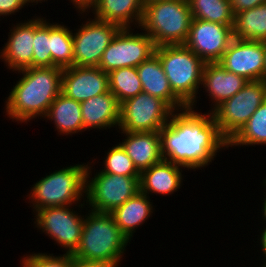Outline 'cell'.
Instances as JSON below:
<instances>
[{
    "mask_svg": "<svg viewBox=\"0 0 266 267\" xmlns=\"http://www.w3.org/2000/svg\"><path fill=\"white\" fill-rule=\"evenodd\" d=\"M7 42L0 49V59L12 72L33 67L35 16L18 21L9 30Z\"/></svg>",
    "mask_w": 266,
    "mask_h": 267,
    "instance_id": "17",
    "label": "cell"
},
{
    "mask_svg": "<svg viewBox=\"0 0 266 267\" xmlns=\"http://www.w3.org/2000/svg\"><path fill=\"white\" fill-rule=\"evenodd\" d=\"M248 82L244 77L228 72L218 62L205 63L201 89L205 90L202 92L208 93L206 95L212 102L208 112H212L223 101L233 97Z\"/></svg>",
    "mask_w": 266,
    "mask_h": 267,
    "instance_id": "18",
    "label": "cell"
},
{
    "mask_svg": "<svg viewBox=\"0 0 266 267\" xmlns=\"http://www.w3.org/2000/svg\"><path fill=\"white\" fill-rule=\"evenodd\" d=\"M154 207L150 196L140 191L111 213L121 232L131 242L136 230L152 217Z\"/></svg>",
    "mask_w": 266,
    "mask_h": 267,
    "instance_id": "23",
    "label": "cell"
},
{
    "mask_svg": "<svg viewBox=\"0 0 266 267\" xmlns=\"http://www.w3.org/2000/svg\"><path fill=\"white\" fill-rule=\"evenodd\" d=\"M233 38L266 41V3L234 15Z\"/></svg>",
    "mask_w": 266,
    "mask_h": 267,
    "instance_id": "25",
    "label": "cell"
},
{
    "mask_svg": "<svg viewBox=\"0 0 266 267\" xmlns=\"http://www.w3.org/2000/svg\"><path fill=\"white\" fill-rule=\"evenodd\" d=\"M92 17L72 30L73 66L98 67L103 52L121 29L115 23Z\"/></svg>",
    "mask_w": 266,
    "mask_h": 267,
    "instance_id": "12",
    "label": "cell"
},
{
    "mask_svg": "<svg viewBox=\"0 0 266 267\" xmlns=\"http://www.w3.org/2000/svg\"><path fill=\"white\" fill-rule=\"evenodd\" d=\"M86 168L87 163L68 165L37 180L26 195L32 211L85 204Z\"/></svg>",
    "mask_w": 266,
    "mask_h": 267,
    "instance_id": "4",
    "label": "cell"
},
{
    "mask_svg": "<svg viewBox=\"0 0 266 267\" xmlns=\"http://www.w3.org/2000/svg\"><path fill=\"white\" fill-rule=\"evenodd\" d=\"M194 19L225 24L233 28L230 0H188Z\"/></svg>",
    "mask_w": 266,
    "mask_h": 267,
    "instance_id": "28",
    "label": "cell"
},
{
    "mask_svg": "<svg viewBox=\"0 0 266 267\" xmlns=\"http://www.w3.org/2000/svg\"><path fill=\"white\" fill-rule=\"evenodd\" d=\"M45 1L47 2L48 0H27L28 4L30 3L29 6L37 5L38 3H42V2H45Z\"/></svg>",
    "mask_w": 266,
    "mask_h": 267,
    "instance_id": "39",
    "label": "cell"
},
{
    "mask_svg": "<svg viewBox=\"0 0 266 267\" xmlns=\"http://www.w3.org/2000/svg\"><path fill=\"white\" fill-rule=\"evenodd\" d=\"M182 169L186 168L163 159L140 173V191L148 197L174 194L183 185Z\"/></svg>",
    "mask_w": 266,
    "mask_h": 267,
    "instance_id": "20",
    "label": "cell"
},
{
    "mask_svg": "<svg viewBox=\"0 0 266 267\" xmlns=\"http://www.w3.org/2000/svg\"><path fill=\"white\" fill-rule=\"evenodd\" d=\"M145 1H164V0H145Z\"/></svg>",
    "mask_w": 266,
    "mask_h": 267,
    "instance_id": "42",
    "label": "cell"
},
{
    "mask_svg": "<svg viewBox=\"0 0 266 267\" xmlns=\"http://www.w3.org/2000/svg\"><path fill=\"white\" fill-rule=\"evenodd\" d=\"M33 67H52L51 23L46 17L35 14Z\"/></svg>",
    "mask_w": 266,
    "mask_h": 267,
    "instance_id": "30",
    "label": "cell"
},
{
    "mask_svg": "<svg viewBox=\"0 0 266 267\" xmlns=\"http://www.w3.org/2000/svg\"><path fill=\"white\" fill-rule=\"evenodd\" d=\"M51 23V58L52 67L67 68L73 66L72 29L65 24Z\"/></svg>",
    "mask_w": 266,
    "mask_h": 267,
    "instance_id": "27",
    "label": "cell"
},
{
    "mask_svg": "<svg viewBox=\"0 0 266 267\" xmlns=\"http://www.w3.org/2000/svg\"><path fill=\"white\" fill-rule=\"evenodd\" d=\"M118 132L125 137L119 144L140 173L163 160L160 133L158 131Z\"/></svg>",
    "mask_w": 266,
    "mask_h": 267,
    "instance_id": "21",
    "label": "cell"
},
{
    "mask_svg": "<svg viewBox=\"0 0 266 267\" xmlns=\"http://www.w3.org/2000/svg\"><path fill=\"white\" fill-rule=\"evenodd\" d=\"M264 226H263V230H262V228L259 229L261 231L259 233L260 235H258L259 237H257V238L260 241V244H259L260 250H261L260 253L262 254V256L266 257V224Z\"/></svg>",
    "mask_w": 266,
    "mask_h": 267,
    "instance_id": "36",
    "label": "cell"
},
{
    "mask_svg": "<svg viewBox=\"0 0 266 267\" xmlns=\"http://www.w3.org/2000/svg\"><path fill=\"white\" fill-rule=\"evenodd\" d=\"M71 254L54 255L53 253L32 252L20 258L21 267H71Z\"/></svg>",
    "mask_w": 266,
    "mask_h": 267,
    "instance_id": "32",
    "label": "cell"
},
{
    "mask_svg": "<svg viewBox=\"0 0 266 267\" xmlns=\"http://www.w3.org/2000/svg\"><path fill=\"white\" fill-rule=\"evenodd\" d=\"M109 91L121 104L143 91L136 67H125L108 73Z\"/></svg>",
    "mask_w": 266,
    "mask_h": 267,
    "instance_id": "29",
    "label": "cell"
},
{
    "mask_svg": "<svg viewBox=\"0 0 266 267\" xmlns=\"http://www.w3.org/2000/svg\"><path fill=\"white\" fill-rule=\"evenodd\" d=\"M261 260H263V261H261V262H263V264H261L260 267H266V257H264Z\"/></svg>",
    "mask_w": 266,
    "mask_h": 267,
    "instance_id": "41",
    "label": "cell"
},
{
    "mask_svg": "<svg viewBox=\"0 0 266 267\" xmlns=\"http://www.w3.org/2000/svg\"><path fill=\"white\" fill-rule=\"evenodd\" d=\"M80 106L83 132L93 129L94 131L95 129L97 131L110 130L111 128L118 130L121 104L110 91L83 101Z\"/></svg>",
    "mask_w": 266,
    "mask_h": 267,
    "instance_id": "19",
    "label": "cell"
},
{
    "mask_svg": "<svg viewBox=\"0 0 266 267\" xmlns=\"http://www.w3.org/2000/svg\"><path fill=\"white\" fill-rule=\"evenodd\" d=\"M28 5L27 0H0V18L16 15L15 13L21 12L19 10H24V7Z\"/></svg>",
    "mask_w": 266,
    "mask_h": 267,
    "instance_id": "33",
    "label": "cell"
},
{
    "mask_svg": "<svg viewBox=\"0 0 266 267\" xmlns=\"http://www.w3.org/2000/svg\"><path fill=\"white\" fill-rule=\"evenodd\" d=\"M266 146V100L246 124L228 141V147Z\"/></svg>",
    "mask_w": 266,
    "mask_h": 267,
    "instance_id": "26",
    "label": "cell"
},
{
    "mask_svg": "<svg viewBox=\"0 0 266 267\" xmlns=\"http://www.w3.org/2000/svg\"><path fill=\"white\" fill-rule=\"evenodd\" d=\"M46 122L53 121L55 131L58 135L71 136L82 134L83 120L80 102L73 100L60 93L50 105L46 116L43 118ZM47 119V120H46Z\"/></svg>",
    "mask_w": 266,
    "mask_h": 267,
    "instance_id": "24",
    "label": "cell"
},
{
    "mask_svg": "<svg viewBox=\"0 0 266 267\" xmlns=\"http://www.w3.org/2000/svg\"><path fill=\"white\" fill-rule=\"evenodd\" d=\"M145 0H89L83 7H74L78 16L93 13L99 20L111 22L121 28L140 27ZM81 14V15H80Z\"/></svg>",
    "mask_w": 266,
    "mask_h": 267,
    "instance_id": "15",
    "label": "cell"
},
{
    "mask_svg": "<svg viewBox=\"0 0 266 267\" xmlns=\"http://www.w3.org/2000/svg\"><path fill=\"white\" fill-rule=\"evenodd\" d=\"M108 91V73L99 67L72 66L63 69L61 93L77 102Z\"/></svg>",
    "mask_w": 266,
    "mask_h": 267,
    "instance_id": "16",
    "label": "cell"
},
{
    "mask_svg": "<svg viewBox=\"0 0 266 267\" xmlns=\"http://www.w3.org/2000/svg\"><path fill=\"white\" fill-rule=\"evenodd\" d=\"M87 210L78 248L71 255L119 267L130 241L117 226L112 213Z\"/></svg>",
    "mask_w": 266,
    "mask_h": 267,
    "instance_id": "3",
    "label": "cell"
},
{
    "mask_svg": "<svg viewBox=\"0 0 266 267\" xmlns=\"http://www.w3.org/2000/svg\"><path fill=\"white\" fill-rule=\"evenodd\" d=\"M232 39L231 26L193 18L184 45L205 63H215L220 61Z\"/></svg>",
    "mask_w": 266,
    "mask_h": 267,
    "instance_id": "13",
    "label": "cell"
},
{
    "mask_svg": "<svg viewBox=\"0 0 266 267\" xmlns=\"http://www.w3.org/2000/svg\"><path fill=\"white\" fill-rule=\"evenodd\" d=\"M75 7H83L89 0H68Z\"/></svg>",
    "mask_w": 266,
    "mask_h": 267,
    "instance_id": "38",
    "label": "cell"
},
{
    "mask_svg": "<svg viewBox=\"0 0 266 267\" xmlns=\"http://www.w3.org/2000/svg\"><path fill=\"white\" fill-rule=\"evenodd\" d=\"M266 100V81H249L211 113L220 133L229 141Z\"/></svg>",
    "mask_w": 266,
    "mask_h": 267,
    "instance_id": "9",
    "label": "cell"
},
{
    "mask_svg": "<svg viewBox=\"0 0 266 267\" xmlns=\"http://www.w3.org/2000/svg\"><path fill=\"white\" fill-rule=\"evenodd\" d=\"M20 78L5 99L4 113L12 122L28 124L44 118L50 105L61 93L63 68L29 67L16 71Z\"/></svg>",
    "mask_w": 266,
    "mask_h": 267,
    "instance_id": "2",
    "label": "cell"
},
{
    "mask_svg": "<svg viewBox=\"0 0 266 267\" xmlns=\"http://www.w3.org/2000/svg\"><path fill=\"white\" fill-rule=\"evenodd\" d=\"M218 63L248 81H265L264 41L233 38Z\"/></svg>",
    "mask_w": 266,
    "mask_h": 267,
    "instance_id": "14",
    "label": "cell"
},
{
    "mask_svg": "<svg viewBox=\"0 0 266 267\" xmlns=\"http://www.w3.org/2000/svg\"><path fill=\"white\" fill-rule=\"evenodd\" d=\"M261 183H263V184H261V185H263L264 187V189H265V191H266V183L263 181V182H261ZM264 197H263V200H261V201H264V202H262V208H261V215H262V219H263V221L262 222H264V223H262V224H265L266 223V192H264Z\"/></svg>",
    "mask_w": 266,
    "mask_h": 267,
    "instance_id": "37",
    "label": "cell"
},
{
    "mask_svg": "<svg viewBox=\"0 0 266 267\" xmlns=\"http://www.w3.org/2000/svg\"><path fill=\"white\" fill-rule=\"evenodd\" d=\"M192 20L188 0L145 1L138 29L151 37L156 47L184 45Z\"/></svg>",
    "mask_w": 266,
    "mask_h": 267,
    "instance_id": "5",
    "label": "cell"
},
{
    "mask_svg": "<svg viewBox=\"0 0 266 267\" xmlns=\"http://www.w3.org/2000/svg\"><path fill=\"white\" fill-rule=\"evenodd\" d=\"M154 53L161 61L174 95L186 107L196 110L205 62L185 45L158 46Z\"/></svg>",
    "mask_w": 266,
    "mask_h": 267,
    "instance_id": "6",
    "label": "cell"
},
{
    "mask_svg": "<svg viewBox=\"0 0 266 267\" xmlns=\"http://www.w3.org/2000/svg\"><path fill=\"white\" fill-rule=\"evenodd\" d=\"M264 53H265V81H266V41H264Z\"/></svg>",
    "mask_w": 266,
    "mask_h": 267,
    "instance_id": "40",
    "label": "cell"
},
{
    "mask_svg": "<svg viewBox=\"0 0 266 267\" xmlns=\"http://www.w3.org/2000/svg\"><path fill=\"white\" fill-rule=\"evenodd\" d=\"M175 111L162 99L140 92L121 103L117 131H160Z\"/></svg>",
    "mask_w": 266,
    "mask_h": 267,
    "instance_id": "10",
    "label": "cell"
},
{
    "mask_svg": "<svg viewBox=\"0 0 266 267\" xmlns=\"http://www.w3.org/2000/svg\"><path fill=\"white\" fill-rule=\"evenodd\" d=\"M71 267H116L114 264L73 258Z\"/></svg>",
    "mask_w": 266,
    "mask_h": 267,
    "instance_id": "35",
    "label": "cell"
},
{
    "mask_svg": "<svg viewBox=\"0 0 266 267\" xmlns=\"http://www.w3.org/2000/svg\"><path fill=\"white\" fill-rule=\"evenodd\" d=\"M86 204L46 207L36 210L33 220L37 230L46 234L65 254H72L79 245L85 215L82 214ZM80 211L77 212L75 208ZM81 212V213H79Z\"/></svg>",
    "mask_w": 266,
    "mask_h": 267,
    "instance_id": "8",
    "label": "cell"
},
{
    "mask_svg": "<svg viewBox=\"0 0 266 267\" xmlns=\"http://www.w3.org/2000/svg\"><path fill=\"white\" fill-rule=\"evenodd\" d=\"M93 163V164H92ZM96 162H87L85 203L98 212H113L140 192V176H122L92 168ZM92 165V166H90ZM94 175L92 176V170Z\"/></svg>",
    "mask_w": 266,
    "mask_h": 267,
    "instance_id": "7",
    "label": "cell"
},
{
    "mask_svg": "<svg viewBox=\"0 0 266 267\" xmlns=\"http://www.w3.org/2000/svg\"><path fill=\"white\" fill-rule=\"evenodd\" d=\"M105 153L103 168L100 169L102 172L122 176H140L133 161L118 142Z\"/></svg>",
    "mask_w": 266,
    "mask_h": 267,
    "instance_id": "31",
    "label": "cell"
},
{
    "mask_svg": "<svg viewBox=\"0 0 266 267\" xmlns=\"http://www.w3.org/2000/svg\"><path fill=\"white\" fill-rule=\"evenodd\" d=\"M143 92L164 100L174 111L187 107L174 95L159 57L154 53L136 67Z\"/></svg>",
    "mask_w": 266,
    "mask_h": 267,
    "instance_id": "22",
    "label": "cell"
},
{
    "mask_svg": "<svg viewBox=\"0 0 266 267\" xmlns=\"http://www.w3.org/2000/svg\"><path fill=\"white\" fill-rule=\"evenodd\" d=\"M159 133L163 159L188 171H202L217 153L229 149L228 140L220 133L211 112L203 114L189 107L175 111Z\"/></svg>",
    "mask_w": 266,
    "mask_h": 267,
    "instance_id": "1",
    "label": "cell"
},
{
    "mask_svg": "<svg viewBox=\"0 0 266 267\" xmlns=\"http://www.w3.org/2000/svg\"><path fill=\"white\" fill-rule=\"evenodd\" d=\"M264 3H266V0H230L231 10L234 15Z\"/></svg>",
    "mask_w": 266,
    "mask_h": 267,
    "instance_id": "34",
    "label": "cell"
},
{
    "mask_svg": "<svg viewBox=\"0 0 266 267\" xmlns=\"http://www.w3.org/2000/svg\"><path fill=\"white\" fill-rule=\"evenodd\" d=\"M121 28L103 52L99 68L105 73L112 70L137 67L155 52V45L142 29ZM133 30V31H132ZM135 32V33H133Z\"/></svg>",
    "mask_w": 266,
    "mask_h": 267,
    "instance_id": "11",
    "label": "cell"
}]
</instances>
